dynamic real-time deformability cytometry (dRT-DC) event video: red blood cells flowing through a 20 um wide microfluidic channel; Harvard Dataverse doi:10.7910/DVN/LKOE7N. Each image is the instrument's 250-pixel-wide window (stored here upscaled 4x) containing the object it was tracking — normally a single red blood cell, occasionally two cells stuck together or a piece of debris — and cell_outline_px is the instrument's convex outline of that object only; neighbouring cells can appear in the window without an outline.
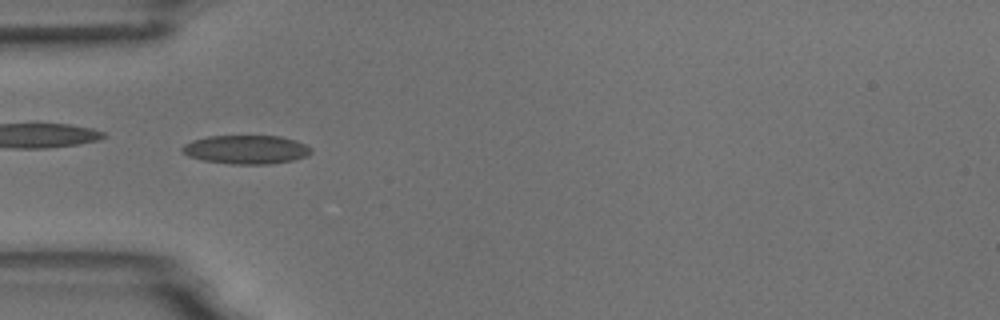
{"species": "common noctule bat (a hibernating species)", "species_latin": "Nyctalus noctula", "temperature_condition": "room temperature", "stored_images_in_passage": 6, "camera_frame_rate_fps": 3000, "um_per_image_px": 0.085, "animal": {"sex": "male", "body_mass_g": 18.8}, "frame": {"image": 1, "passage_image": 6, "time_ms": 5.667, "image_size_px": [1000, 320], "cell_outline_px": [[312, 152], [308, 156], [292, 160], [272, 164], [232, 164], [200, 160], [188, 156], [180, 148], [184, 144], [192, 140], [208, 136], [280, 136], [296, 140], [312, 148]], "centroid_in_image_um": [20.93, 12.71], "position_along_channel_um": 64.1, "area_um2": 21.73}}